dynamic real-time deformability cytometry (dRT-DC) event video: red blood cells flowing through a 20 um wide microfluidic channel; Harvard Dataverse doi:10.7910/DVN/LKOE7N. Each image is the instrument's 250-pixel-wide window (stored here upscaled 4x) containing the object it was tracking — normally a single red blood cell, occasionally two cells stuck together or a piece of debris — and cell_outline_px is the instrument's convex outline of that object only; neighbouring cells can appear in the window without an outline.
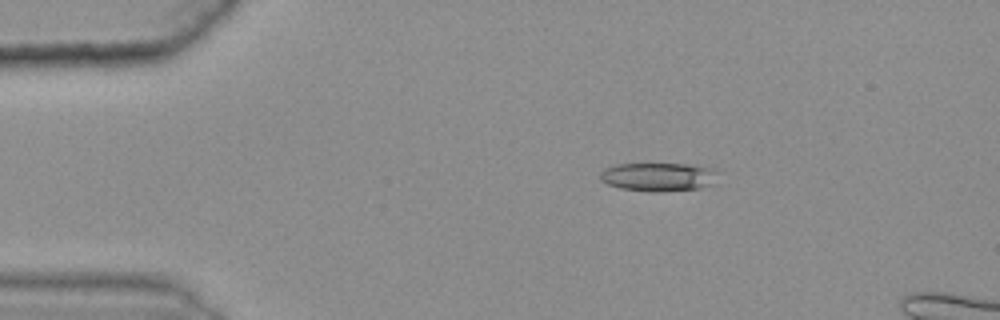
{"species": "common noctule bat (a hibernating species)", "species_latin": "Nyctalus noctula", "temperature_condition": "warm", "stored_images_in_passage": 39, "camera_frame_rate_fps": 3000, "um_per_image_px": 0.085, "animal": {"sex": "female", "body_mass_g": 25.1}, "frame": {"image": 1, "passage_image": 1, "time_ms": 0.0, "image_size_px": [1000, 320], "cell_outline_px": [[716, 172], [712, 184], [700, 188], [656, 192], [648, 192], [620, 188], [608, 184], [600, 180], [600, 172], [604, 168], [616, 164], [684, 164], [716, 168]], "centroid_in_image_um": [55.92, 15.03], "position_along_channel_um": 29.1, "area_um2": 19.59}}
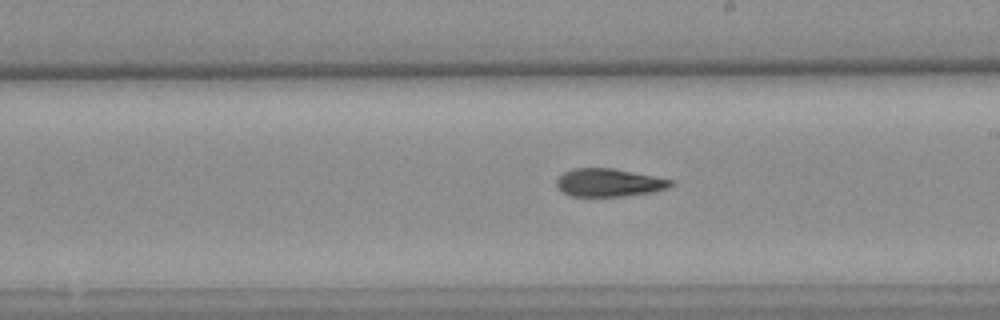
{"frame": {"image": 2, "passage_image": 23, "time_ms": 7.333, "image_size_px": [1000, 320], "cell_outline_px": [[676, 184], [668, 188], [652, 192], [624, 196], [572, 196], [564, 192], [556, 184], [556, 180], [564, 172], [572, 168], [612, 168], [672, 180]], "centroid_in_image_um": [51.77, 15.52], "position_along_channel_um": 237.2, "area_um2": 18.44}}
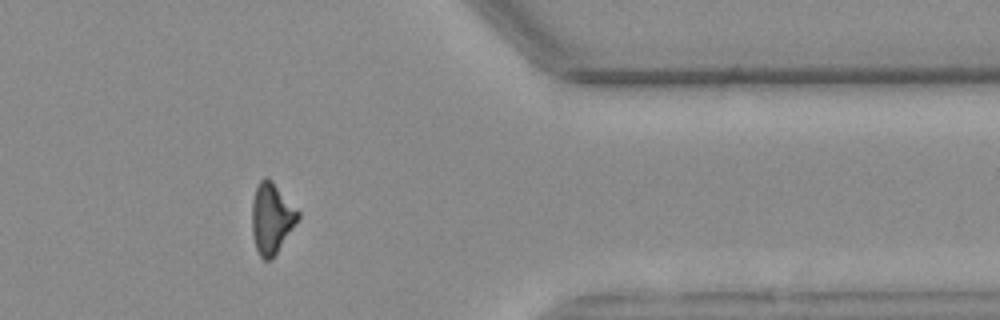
{"frame": {"image": 3, "passage_image": 37, "time_ms": 12.0, "image_size_px": [1000, 320], "cell_outline_px": [[300, 216], [272, 260], [264, 260], [260, 256], [256, 248], [252, 236], [252, 204], [256, 184], [264, 176], [272, 180], [300, 212]], "centroid_in_image_um": [23.07, 18.54], "position_along_channel_um": 388.3, "area_um2": 18.96}, "authors_computed_cell_mechanics": {"area_um2": 19.3052, "velocity_mm_per_s": 3.614, "shape_relaxation_time_tau1_ms": 7.2125, "shape_relaxation_time_tau2_ms": 4.3326, "deformation_change_tau1": 0.194, "deformation_change_tau2": 0.1315}}